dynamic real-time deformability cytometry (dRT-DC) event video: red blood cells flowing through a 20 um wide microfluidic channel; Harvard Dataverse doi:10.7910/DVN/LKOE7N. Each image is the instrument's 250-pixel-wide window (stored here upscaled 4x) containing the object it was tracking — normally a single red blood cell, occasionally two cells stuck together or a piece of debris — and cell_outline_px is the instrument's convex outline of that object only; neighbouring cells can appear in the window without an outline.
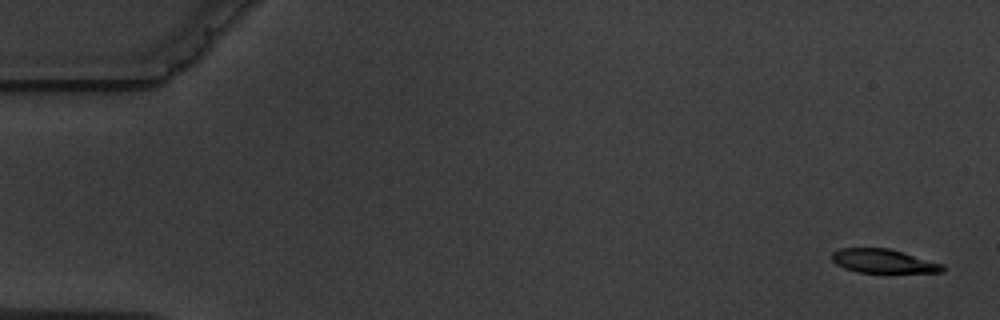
{"species": "common noctule bat (a hibernating species)", "species_latin": "Nyctalus noctula", "temperature_condition": "warm", "stored_images_in_passage": 6, "camera_frame_rate_fps": 3000, "um_per_image_px": 0.085, "animal": {"sex": "male", "body_mass_g": 19.5, "forearm_length_mm": 54.6}, "frame": {"image": 1, "passage_image": 1, "time_ms": 0.0, "image_size_px": [1000, 320], "cell_outline_px": [[944, 272], [856, 272], [844, 268], [836, 264], [832, 260], [832, 252], [840, 248], [888, 248], [904, 252], [944, 264]], "centroid_in_image_um": [75.08, 22.18], "position_along_channel_um": 9.9, "area_um2": 15.37}}
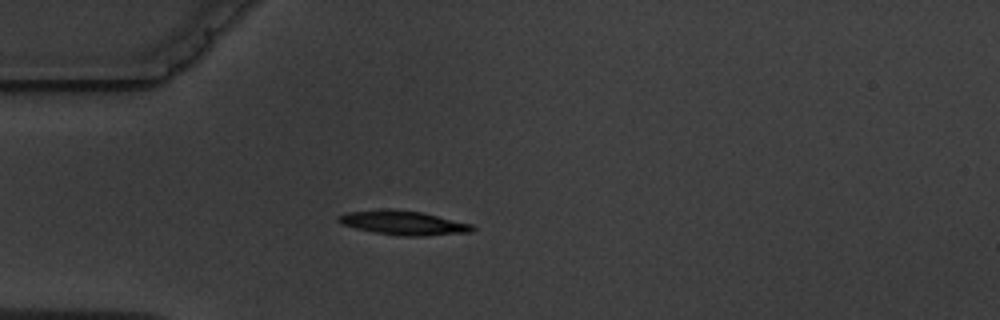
{"frame": {"image": 2, "passage_image": 5, "time_ms": 4.667, "image_size_px": [1000, 320], "cell_outline_px": [[476, 228], [472, 232], [424, 236], [396, 236], [372, 232], [340, 224], [336, 220], [336, 216], [344, 212], [384, 208], [388, 208], [424, 212], [472, 224]], "centroid_in_image_um": [34.24, 18.93], "position_along_channel_um": 50.8, "area_um2": 19.42}}